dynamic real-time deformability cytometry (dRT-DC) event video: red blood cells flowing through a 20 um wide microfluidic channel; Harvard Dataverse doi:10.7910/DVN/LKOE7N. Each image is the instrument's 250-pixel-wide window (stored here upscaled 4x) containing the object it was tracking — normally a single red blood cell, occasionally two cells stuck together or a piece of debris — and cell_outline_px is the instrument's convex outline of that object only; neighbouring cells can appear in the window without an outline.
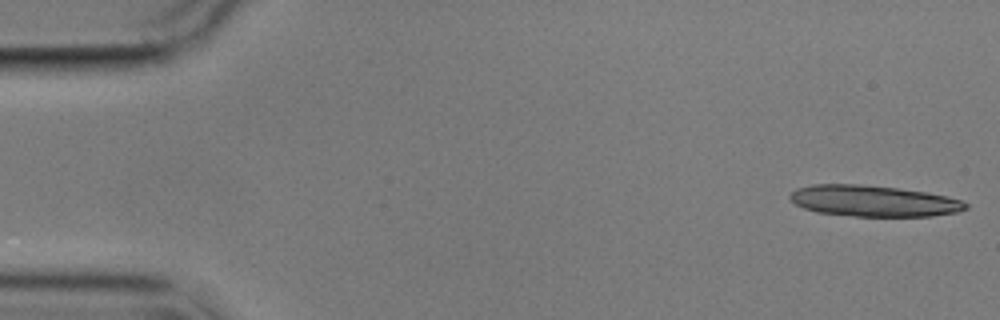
{"species": "common noctule bat (a hibernating species)", "species_latin": "Nyctalus noctula", "temperature_condition": "cold", "stored_images_in_passage": 5, "camera_frame_rate_fps": 3000, "um_per_image_px": 0.085, "animal": {"sex": "male", "body_mass_g": 17.9}, "frame": {"image": 1, "passage_image": 1, "time_ms": 0.0, "image_size_px": [1000, 320], "cell_outline_px": [[968, 208], [956, 212], [932, 216], [856, 216], [816, 212], [804, 208], [796, 204], [788, 196], [796, 188], [812, 184], [860, 184], [896, 188], [928, 192], [948, 196], [960, 200], [968, 204]], "centroid_in_image_um": [74.25, 17.07], "position_along_channel_um": 10.8, "area_um2": 31.85}}